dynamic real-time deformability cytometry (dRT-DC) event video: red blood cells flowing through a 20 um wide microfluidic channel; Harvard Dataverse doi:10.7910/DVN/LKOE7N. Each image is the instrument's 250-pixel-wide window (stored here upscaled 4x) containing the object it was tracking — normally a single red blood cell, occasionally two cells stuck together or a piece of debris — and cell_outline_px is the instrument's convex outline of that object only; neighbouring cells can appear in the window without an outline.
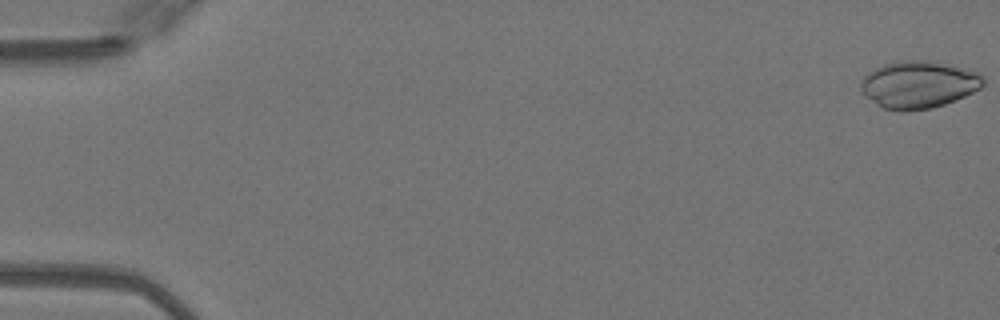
{"species": "Egyptian fruit bat (a non-hibernating species)", "species_latin": "Rousettus aegyptiacus", "temperature_condition": "warm", "stored_images_in_passage": 11, "camera_frame_rate_fps": 3000, "um_per_image_px": 0.085, "animal": {"sex": "female"}, "frame": {"image": 1, "passage_image": 1, "time_ms": 0.0, "image_size_px": [1000, 320], "cell_outline_px": [[984, 84], [980, 88], [956, 100], [932, 108], [900, 112], [884, 108], [864, 96], [860, 92], [860, 80], [872, 68], [884, 64], [904, 60], [928, 60], [980, 72], [984, 76]], "centroid_in_image_um": [78.05, 7.19], "position_along_channel_um": 7.0, "area_um2": 33.99}}